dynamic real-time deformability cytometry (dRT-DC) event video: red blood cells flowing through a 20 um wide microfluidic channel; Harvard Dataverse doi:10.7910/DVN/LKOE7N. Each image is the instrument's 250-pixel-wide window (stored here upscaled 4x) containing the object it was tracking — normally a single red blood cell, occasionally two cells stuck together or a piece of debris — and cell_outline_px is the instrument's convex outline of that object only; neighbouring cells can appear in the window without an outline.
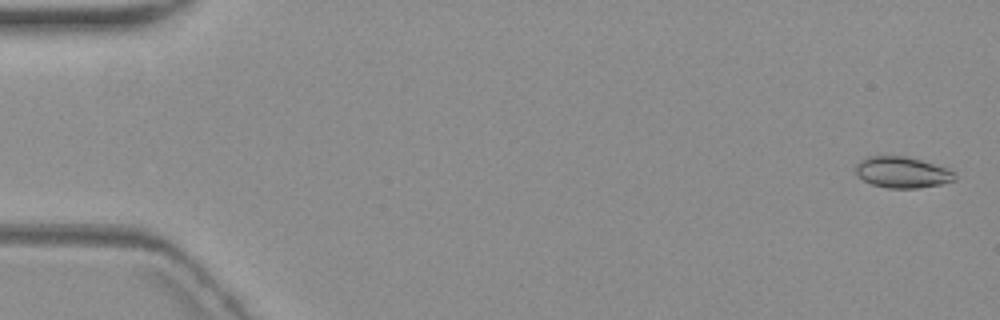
{"species": "common noctule bat (a hibernating species)", "species_latin": "Nyctalus noctula", "temperature_condition": "warm", "stored_images_in_passage": 7, "camera_frame_rate_fps": 3000, "um_per_image_px": 0.085, "animal": {"sex": "female", "body_mass_g": 19.3, "forearm_length_mm": 54.1}, "frame": {"image": 1, "passage_image": 1, "time_ms": 0.0, "image_size_px": [1000, 320], "cell_outline_px": [[956, 180], [940, 184], [916, 188], [888, 188], [872, 184], [856, 176], [856, 164], [860, 160], [868, 156], [904, 156], [920, 160], [948, 168], [956, 176]], "centroid_in_image_um": [76.66, 14.64], "position_along_channel_um": 8.3, "area_um2": 17.86}}
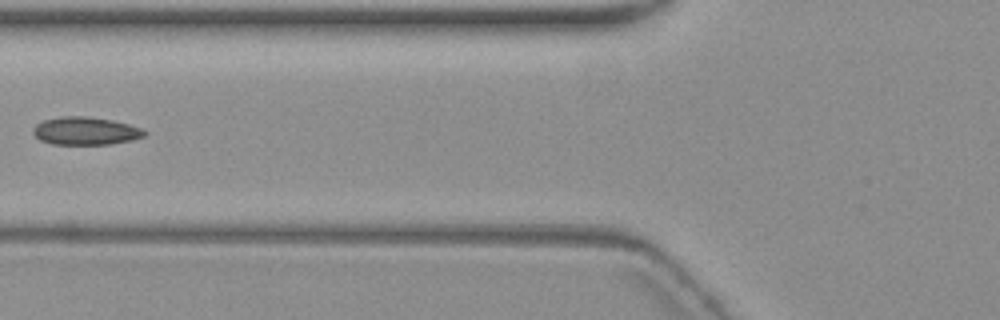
{"frame": {"image": 2, "passage_image": 7, "time_ms": 7.333, "image_size_px": [1000, 320], "cell_outline_px": [[148, 132], [144, 136], [132, 140], [112, 144], [52, 144], [40, 140], [32, 132], [32, 128], [36, 124], [44, 120], [60, 116], [88, 116], [112, 120], [128, 124], [140, 128]], "centroid_in_image_um": [7.26, 11.13], "position_along_channel_um": 118.5, "area_um2": 18.15}}